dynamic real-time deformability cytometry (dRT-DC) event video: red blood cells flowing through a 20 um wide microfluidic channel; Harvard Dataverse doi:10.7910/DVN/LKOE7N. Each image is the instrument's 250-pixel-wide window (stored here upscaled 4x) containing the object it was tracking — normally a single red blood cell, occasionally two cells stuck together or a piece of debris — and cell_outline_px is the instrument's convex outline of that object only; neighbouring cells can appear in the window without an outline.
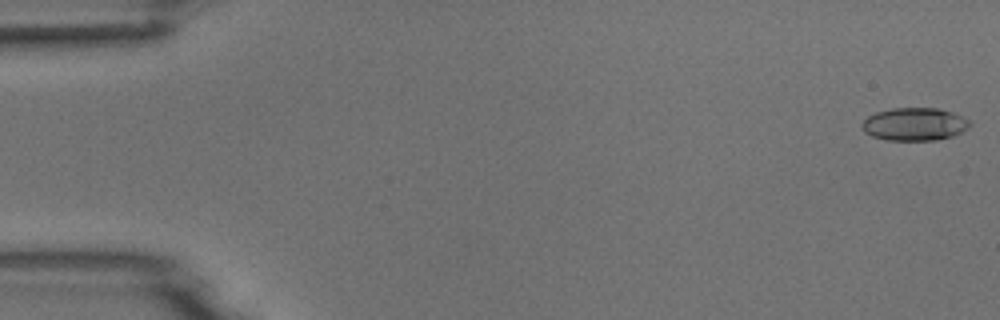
{"species": "common noctule bat (a hibernating species)", "species_latin": "Nyctalus noctula", "temperature_condition": "room temperature", "stored_images_in_passage": 4, "camera_frame_rate_fps": 3000, "um_per_image_px": 0.085, "animal": {"sex": "male", "body_mass_g": 18.8}, "frame": {"image": 1, "passage_image": 1, "time_ms": 0.0, "image_size_px": [1000, 320], "cell_outline_px": [[972, 124], [968, 128], [952, 136], [936, 140], [888, 140], [872, 136], [864, 132], [860, 124], [868, 116], [876, 112], [892, 108], [936, 108], [952, 112], [968, 120]], "centroid_in_image_um": [77.71, 10.55], "position_along_channel_um": 7.3, "area_um2": 20.58}}